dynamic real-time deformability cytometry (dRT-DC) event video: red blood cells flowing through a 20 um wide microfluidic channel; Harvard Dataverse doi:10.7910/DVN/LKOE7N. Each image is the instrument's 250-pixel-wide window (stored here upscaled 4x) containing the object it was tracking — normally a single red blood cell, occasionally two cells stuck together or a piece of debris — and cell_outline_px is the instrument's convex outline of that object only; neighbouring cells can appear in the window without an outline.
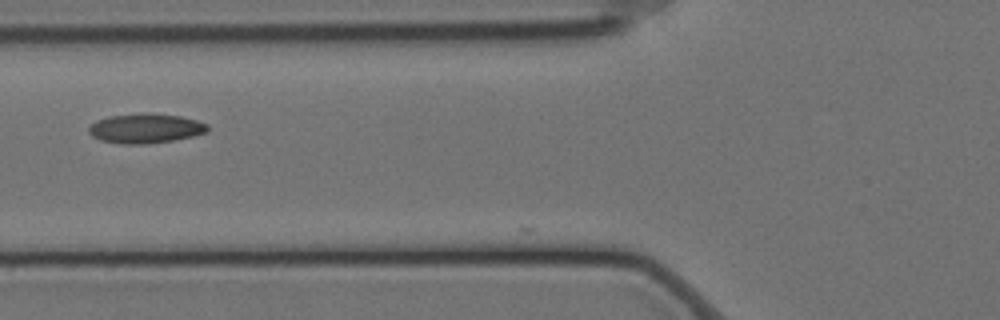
{"species": "Egyptian fruit bat (a non-hibernating species)", "species_latin": "Rousettus aegyptiacus", "temperature_condition": "cold", "stored_images_in_passage": 40, "camera_frame_rate_fps": 3000, "um_per_image_px": 0.085, "animal": {"sex": "female"}, "frame": {"image": 1, "passage_image": 4, "time_ms": 1.0, "image_size_px": [1000, 320], "cell_outline_px": [[208, 132], [192, 136], [172, 140], [144, 144], [120, 144], [100, 140], [92, 136], [88, 132], [88, 128], [96, 120], [108, 116], [144, 112], [148, 112], [180, 116], [196, 120], [208, 124]], "centroid_in_image_um": [12.34, 10.9], "position_along_channel_um": 113.5, "area_um2": 20.63}}
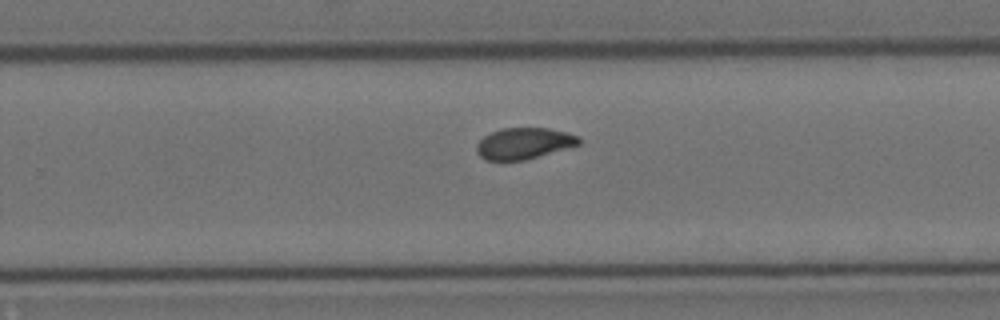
{"frame": {"image": 2, "passage_image": 19, "time_ms": 6.0, "image_size_px": [1000, 320], "cell_outline_px": [[580, 144], [524, 160], [484, 160], [476, 152], [476, 144], [484, 136], [500, 128], [548, 128], [568, 132], [580, 136]], "centroid_in_image_um": [44.52, 12.18], "position_along_channel_um": 285.3, "area_um2": 18.61}}
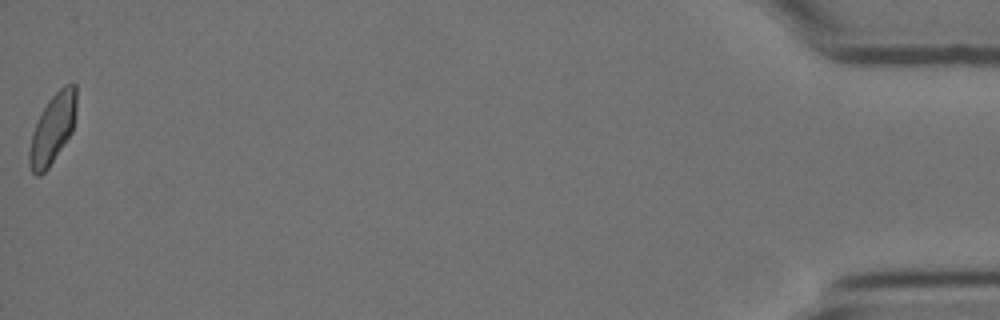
{"frame": {"image": 3, "passage_image": 40, "time_ms": 13.0, "image_size_px": [1000, 320], "cell_outline_px": [[76, 112], [72, 132], [48, 168], [40, 176], [36, 176], [32, 172], [28, 164], [28, 156], [32, 132], [48, 100], [64, 84], [76, 84]], "centroid_in_image_um": [4.47, 10.96], "position_along_channel_um": 430.7, "area_um2": 18.96}}